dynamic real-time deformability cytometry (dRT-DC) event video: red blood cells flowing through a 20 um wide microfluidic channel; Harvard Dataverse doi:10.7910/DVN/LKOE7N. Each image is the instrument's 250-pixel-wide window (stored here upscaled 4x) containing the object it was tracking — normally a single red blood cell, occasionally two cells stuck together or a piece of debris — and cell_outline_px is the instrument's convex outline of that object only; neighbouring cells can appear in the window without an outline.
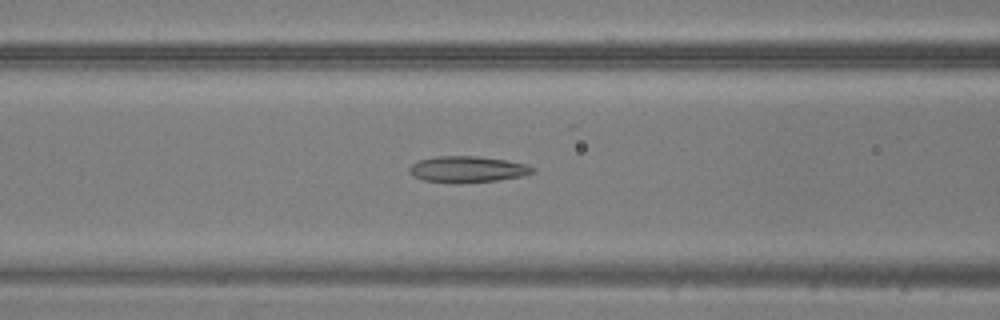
{"species": "common noctule bat (a hibernating species)", "species_latin": "Nyctalus noctula", "temperature_condition": "warm", "stored_images_in_passage": 38, "camera_frame_rate_fps": 3000, "um_per_image_px": 0.085, "animal": {"sex": "male", "body_mass_g": 20.5, "forearm_length_mm": 52.5}, "frame": {"image": 1, "passage_image": 19, "time_ms": 6.0, "image_size_px": [1000, 320], "cell_outline_px": [[536, 172], [524, 176], [496, 180], [424, 180], [412, 176], [408, 172], [408, 168], [412, 164], [420, 160], [436, 156], [476, 156], [504, 160], [528, 164], [536, 168]], "centroid_in_image_um": [39.79, 14.34], "position_along_channel_um": 126.8, "area_um2": 18.03}}
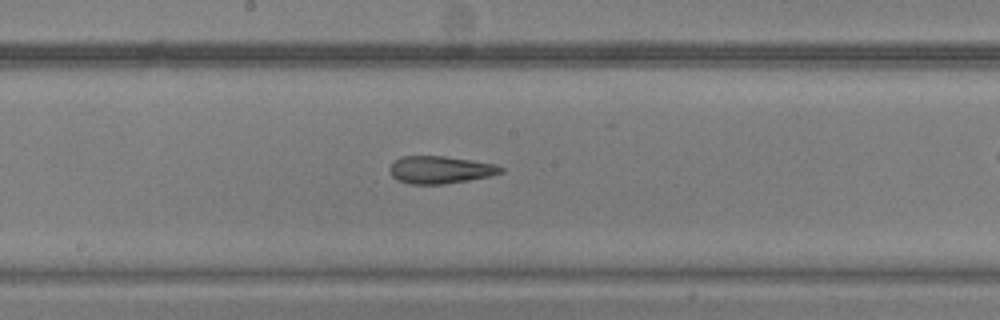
{"frame": {"image": 2, "passage_image": 25, "time_ms": 8.0, "image_size_px": [1000, 320], "cell_outline_px": [[504, 172], [488, 176], [468, 180], [444, 184], [408, 184], [396, 180], [392, 176], [388, 168], [400, 156], [444, 156], [496, 164], [504, 168]], "centroid_in_image_um": [37.4, 14.43], "position_along_channel_um": 210.8, "area_um2": 17.8}}
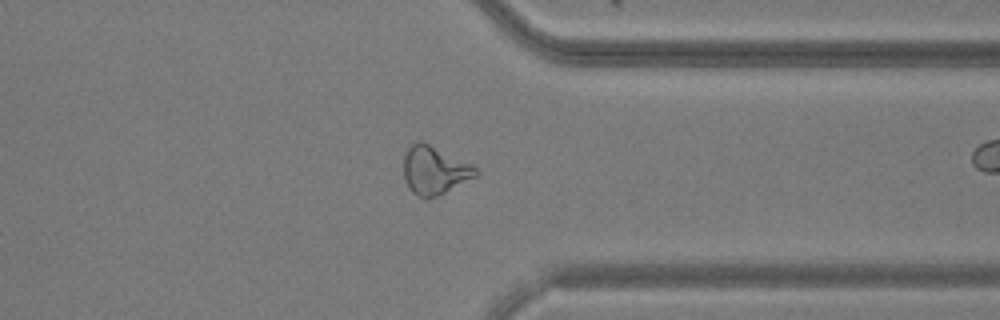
{"frame": {"image": 3, "passage_image": 37, "time_ms": 12.0, "image_size_px": [1000, 320], "cell_outline_px": [[480, 172], [476, 176], [436, 196], [424, 200], [412, 192], [404, 176], [404, 152], [416, 140], [420, 140], [472, 164]], "centroid_in_image_um": [36.91, 14.46], "position_along_channel_um": 374.5, "area_um2": 20.06}}